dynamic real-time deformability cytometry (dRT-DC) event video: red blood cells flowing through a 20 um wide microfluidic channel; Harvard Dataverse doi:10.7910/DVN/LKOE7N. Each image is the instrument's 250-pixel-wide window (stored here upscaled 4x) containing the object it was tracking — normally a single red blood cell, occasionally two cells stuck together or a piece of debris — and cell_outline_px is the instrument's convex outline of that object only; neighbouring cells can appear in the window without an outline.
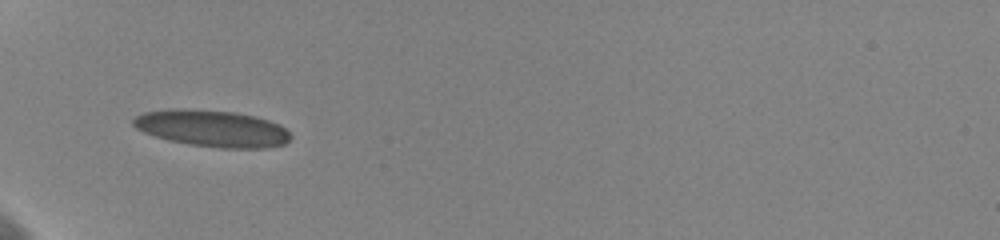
{"species": "human", "species_latin": "Homo sapiens", "temperature_condition": "cold", "stored_images_in_passage": 37, "camera_frame_rate_fps": 3000, "um_per_image_px": 0.085, "donor": {"sex": "female"}, "frame": {"image": 1, "passage_image": 1, "time_ms": 0.0, "image_size_px": [1000, 240], "cell_outline_px": [[292, 136], [284, 144], [268, 148], [220, 148], [188, 144], [168, 140], [144, 132], [136, 128], [132, 124], [132, 120], [136, 116], [144, 112], [172, 108], [184, 108], [236, 112], [256, 116], [280, 124]], "centroid_in_image_um": [18.03, 10.91], "position_along_channel_um": 67.0, "area_um2": 33.81}}
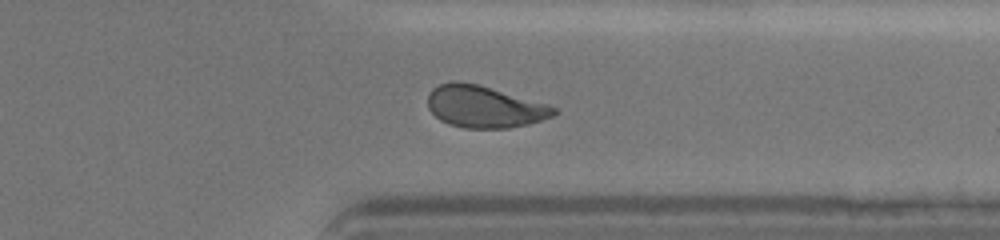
{"frame": {"image": 2, "passage_image": 27, "time_ms": 8.667, "image_size_px": [1000, 240], "cell_outline_px": [[556, 112], [552, 116], [528, 124], [508, 128], [464, 128], [448, 124], [440, 120], [428, 108], [428, 92], [432, 88], [440, 84], [452, 80], [460, 80], [480, 84], [548, 104], [556, 108]], "centroid_in_image_um": [41.13, 9.05], "position_along_channel_um": 370.3, "area_um2": 31.04}}
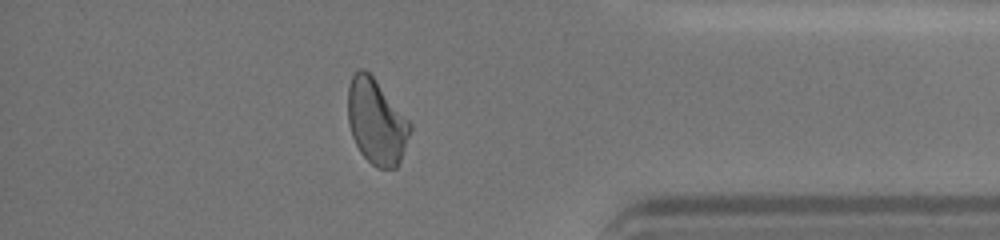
{"frame": {"image": 3, "passage_image": 31, "time_ms": 10.0, "image_size_px": [1000, 240], "cell_outline_px": [[412, 128], [400, 160], [396, 168], [376, 168], [360, 152], [352, 136], [348, 120], [348, 88], [352, 76], [360, 68], [364, 68], [372, 76], [412, 124]], "centroid_in_image_um": [31.98, 10.36], "position_along_channel_um": 403.2, "area_um2": 30.46}, "authors_computed_cell_mechanics": {"area_um2": 31.212, "velocity_mm_per_s": 3.6032, "shape_relaxation_time_tau1_ms": 7.8602, "shape_relaxation_time_tau2_ms": 1.2955, "deformation_change_tau1": 0.1893, "deformation_change_tau2": 0.0813}}